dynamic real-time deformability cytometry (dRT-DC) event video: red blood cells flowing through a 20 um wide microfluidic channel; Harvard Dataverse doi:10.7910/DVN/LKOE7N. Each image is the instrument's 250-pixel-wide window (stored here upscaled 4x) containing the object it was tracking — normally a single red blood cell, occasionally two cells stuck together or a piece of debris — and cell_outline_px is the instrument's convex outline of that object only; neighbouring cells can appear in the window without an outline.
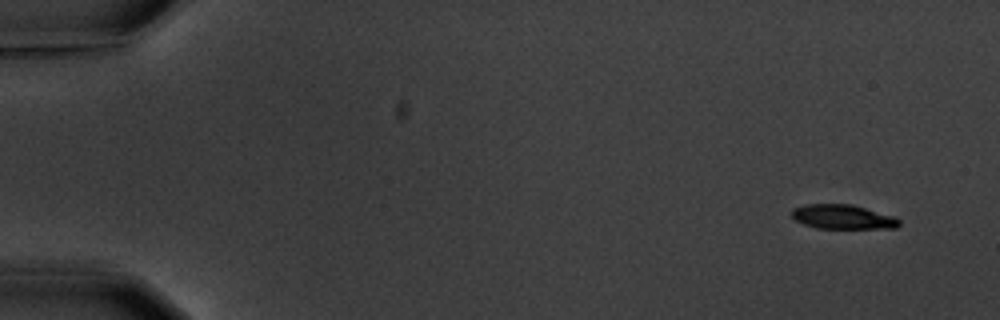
{"species": "common noctule bat (a hibernating species)", "species_latin": "Nyctalus noctula", "temperature_condition": "warm", "stored_images_in_passage": 4, "camera_frame_rate_fps": 3000, "um_per_image_px": 0.085, "animal": {"sex": "male", "body_mass_g": 20.1, "forearm_length_mm": 53.5}, "frame": {"image": 1, "passage_image": 1, "time_ms": 0.0, "image_size_px": [1000, 320], "cell_outline_px": [[900, 224], [896, 228], [816, 228], [804, 224], [796, 220], [792, 216], [792, 208], [804, 204], [852, 204], [896, 216], [900, 220]], "centroid_in_image_um": [71.66, 18.42], "position_along_channel_um": 13.3, "area_um2": 15.37}}
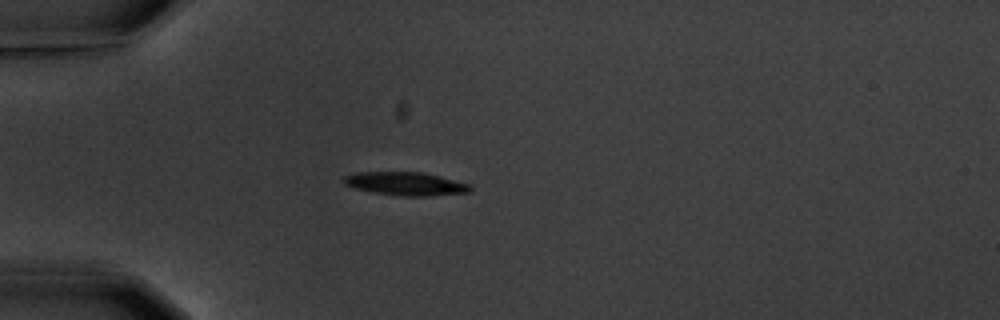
{"frame": {"image": 2, "passage_image": 4, "time_ms": 4.333, "image_size_px": [1000, 320], "cell_outline_px": [[472, 188], [468, 192], [428, 196], [404, 196], [372, 192], [356, 188], [344, 184], [340, 180], [344, 176], [356, 172], [420, 172], [440, 176], [468, 184]], "centroid_in_image_um": [34.42, 15.61], "position_along_channel_um": 50.6, "area_um2": 17.05}}